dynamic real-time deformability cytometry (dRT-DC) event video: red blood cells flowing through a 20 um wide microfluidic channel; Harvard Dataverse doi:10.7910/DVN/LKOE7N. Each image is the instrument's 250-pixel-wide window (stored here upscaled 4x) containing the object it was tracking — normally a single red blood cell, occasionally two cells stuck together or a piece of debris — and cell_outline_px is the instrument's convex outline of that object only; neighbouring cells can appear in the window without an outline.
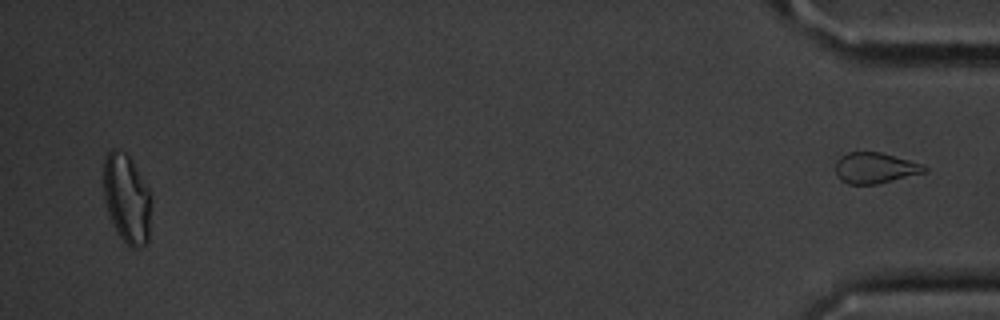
{"species": "common noctule bat (a hibernating species)", "species_latin": "Nyctalus noctula", "temperature_condition": "cold", "stored_images_in_passage": 40, "segment_of_instrument_passage": [2, 2], "camera_frame_rate_fps": 3000, "um_per_image_px": 0.085, "animal": {"sex": "male", "body_mass_g": 20.1, "forearm_length_mm": 53.5}, "frame": {"image": 1, "passage_image": 40, "time_ms": 13.0, "image_size_px": [1000, 320], "cell_outline_px": [[928, 172], [876, 184], [848, 184], [840, 180], [836, 172], [836, 160], [840, 156], [848, 152], [880, 152], [908, 160], [920, 164], [928, 168]], "centroid_in_image_um": [74.36, 14.28], "position_along_channel_um": 360.8, "area_um2": 15.9}}